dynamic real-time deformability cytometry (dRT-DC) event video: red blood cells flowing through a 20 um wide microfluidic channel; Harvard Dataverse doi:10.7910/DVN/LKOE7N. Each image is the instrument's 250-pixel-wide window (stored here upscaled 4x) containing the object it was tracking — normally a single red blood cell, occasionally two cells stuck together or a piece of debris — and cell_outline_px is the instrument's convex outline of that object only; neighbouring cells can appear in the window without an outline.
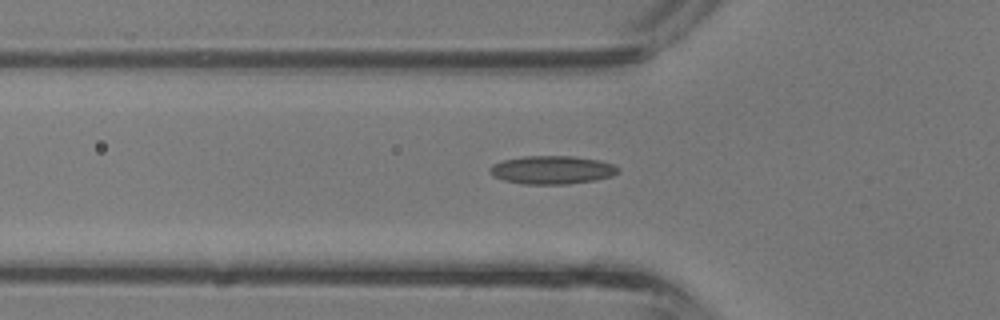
{"species": "common noctule bat (a hibernating species)", "species_latin": "Nyctalus noctula", "temperature_condition": "room temperature", "stored_images_in_passage": 28, "segment_of_instrument_passage": [1, 2], "camera_frame_rate_fps": 3000, "um_per_image_px": 0.085, "animal": {"sex": "male", "body_mass_g": 13.3}, "frame": {"image": 1, "passage_image": 2, "time_ms": 0.333, "image_size_px": [1000, 320], "cell_outline_px": [[620, 172], [612, 176], [596, 180], [568, 184], [524, 184], [504, 180], [492, 176], [488, 172], [488, 168], [492, 164], [504, 160], [524, 156], [572, 156], [600, 160], [612, 164], [620, 168]], "centroid_in_image_um": [46.92, 14.44], "position_along_channel_um": 78.9, "area_um2": 21.33}}
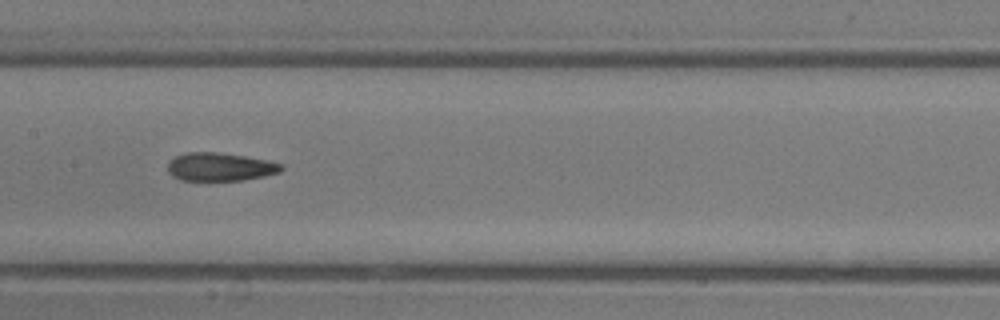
{"frame": {"image": 2, "passage_image": 8, "time_ms": 2.333, "image_size_px": [1000, 320], "cell_outline_px": [[284, 168], [280, 172], [264, 176], [244, 180], [180, 180], [172, 176], [168, 172], [168, 160], [176, 156], [188, 152], [216, 152], [244, 156], [268, 160], [284, 164]], "centroid_in_image_um": [18.71, 14.18], "position_along_channel_um": 188.7, "area_um2": 18.79}}
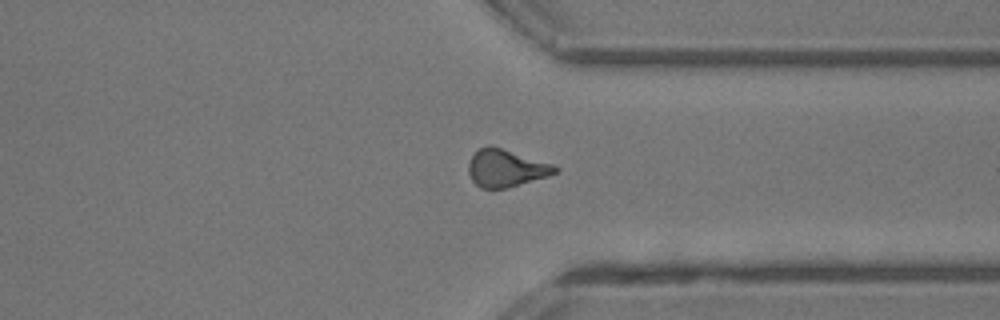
{"frame": {"image": 3, "passage_image": 18, "time_ms": 5.667, "image_size_px": [1000, 320], "cell_outline_px": [[560, 168], [556, 172], [548, 176], [508, 188], [480, 188], [472, 180], [468, 172], [468, 164], [472, 156], [480, 148], [488, 144], [552, 164]], "centroid_in_image_um": [42.99, 14.3], "position_along_channel_um": 368.4, "area_um2": 18.67}}